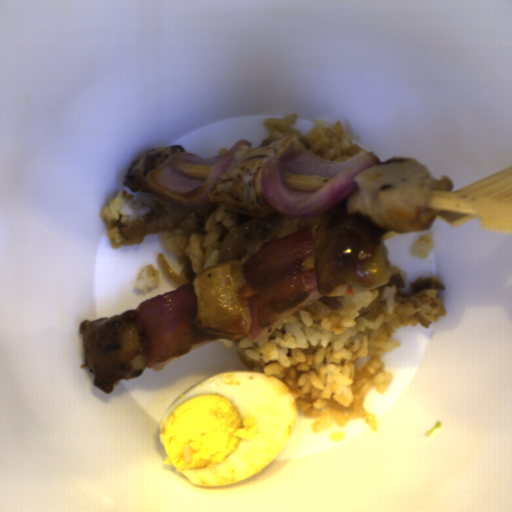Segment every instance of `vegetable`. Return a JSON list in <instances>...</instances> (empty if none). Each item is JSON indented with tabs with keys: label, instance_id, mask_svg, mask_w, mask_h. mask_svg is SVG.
Instances as JSON below:
<instances>
[{
	"label": "vegetable",
	"instance_id": "vegetable-4",
	"mask_svg": "<svg viewBox=\"0 0 512 512\" xmlns=\"http://www.w3.org/2000/svg\"><path fill=\"white\" fill-rule=\"evenodd\" d=\"M240 146L252 148L251 142L237 140L227 152L215 157H203L186 151H177L146 174L147 189L151 194L184 209L208 208L212 204L210 190L216 179L236 162L234 153ZM174 161L202 164L209 170L207 175L200 177L182 173L173 166Z\"/></svg>",
	"mask_w": 512,
	"mask_h": 512
},
{
	"label": "vegetable",
	"instance_id": "vegetable-1",
	"mask_svg": "<svg viewBox=\"0 0 512 512\" xmlns=\"http://www.w3.org/2000/svg\"><path fill=\"white\" fill-rule=\"evenodd\" d=\"M310 227L300 228L243 260L241 278L257 291L247 307L251 314L250 342L267 340L285 321L320 299L317 271H301L302 259L316 250Z\"/></svg>",
	"mask_w": 512,
	"mask_h": 512
},
{
	"label": "vegetable",
	"instance_id": "vegetable-3",
	"mask_svg": "<svg viewBox=\"0 0 512 512\" xmlns=\"http://www.w3.org/2000/svg\"><path fill=\"white\" fill-rule=\"evenodd\" d=\"M197 312L198 297L190 281L136 306L134 326L148 368L163 371L172 360L191 351L195 343L207 341L209 336L196 329Z\"/></svg>",
	"mask_w": 512,
	"mask_h": 512
},
{
	"label": "vegetable",
	"instance_id": "vegetable-2",
	"mask_svg": "<svg viewBox=\"0 0 512 512\" xmlns=\"http://www.w3.org/2000/svg\"><path fill=\"white\" fill-rule=\"evenodd\" d=\"M379 162L372 151H362L347 160H327L311 152L297 135H291L263 161L260 189L281 216L310 220L333 210L359 186L354 179ZM285 173L322 175L326 181L318 189L298 188L286 184Z\"/></svg>",
	"mask_w": 512,
	"mask_h": 512
}]
</instances>
